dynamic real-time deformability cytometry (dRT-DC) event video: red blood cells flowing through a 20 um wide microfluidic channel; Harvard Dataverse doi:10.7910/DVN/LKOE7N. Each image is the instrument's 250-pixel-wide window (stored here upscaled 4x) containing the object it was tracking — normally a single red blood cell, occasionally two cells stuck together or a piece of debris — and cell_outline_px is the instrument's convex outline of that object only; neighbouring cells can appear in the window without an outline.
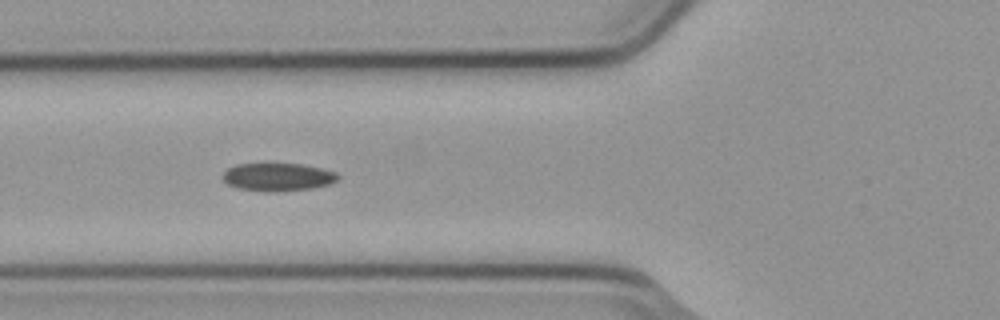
{"species": "common noctule bat (a hibernating species)", "species_latin": "Nyctalus noctula", "temperature_condition": "cold", "stored_images_in_passage": 6, "camera_frame_rate_fps": 3000, "um_per_image_px": 0.085, "animal": {"sex": "male", "body_mass_g": 23.1, "forearm_length_mm": 52.7}, "frame": {"image": 1, "passage_image": 5, "time_ms": 1.333, "image_size_px": [1000, 320], "cell_outline_px": [[340, 176], [336, 180], [328, 184], [312, 188], [276, 192], [268, 192], [236, 188], [228, 184], [220, 176], [228, 168], [236, 164], [300, 164], [320, 168], [336, 172]], "centroid_in_image_um": [23.58, 15.05], "position_along_channel_um": 102.2, "area_um2": 18.73}}
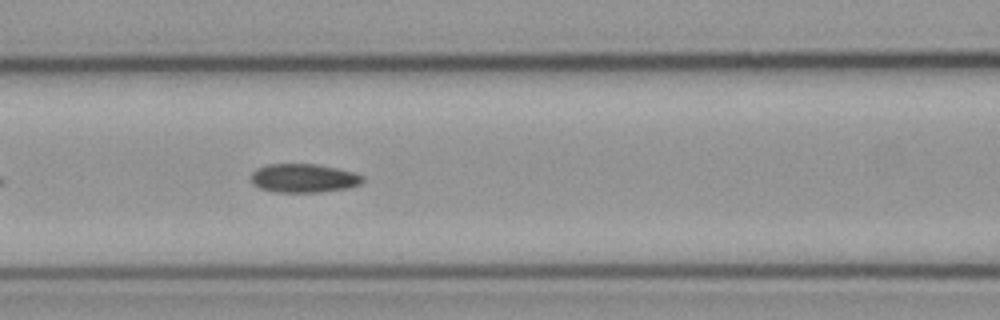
{"frame": {"image": 2, "passage_image": 6, "time_ms": 1.667, "image_size_px": [1000, 320], "cell_outline_px": [[364, 180], [360, 184], [348, 188], [320, 192], [272, 192], [260, 188], [252, 184], [252, 172], [256, 168], [268, 164], [316, 164], [356, 172], [364, 176]], "centroid_in_image_um": [25.82, 15.14], "position_along_channel_um": 140.8, "area_um2": 18.84}}